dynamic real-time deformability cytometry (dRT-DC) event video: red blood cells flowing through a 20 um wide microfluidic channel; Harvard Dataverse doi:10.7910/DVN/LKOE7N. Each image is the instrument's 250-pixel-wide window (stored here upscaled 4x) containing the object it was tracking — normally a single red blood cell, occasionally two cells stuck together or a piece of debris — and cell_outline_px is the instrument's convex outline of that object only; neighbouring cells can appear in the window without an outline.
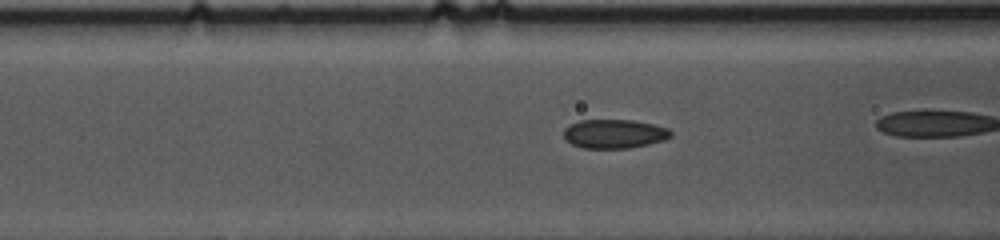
{"species": "common noctule bat (a hibernating species)", "species_latin": "Nyctalus noctula", "temperature_condition": "cold", "stored_images_in_passage": 31, "camera_frame_rate_fps": 3000, "um_per_image_px": 0.085, "animal": {"sex": "female", "body_mass_g": 10.0, "forearm_length_mm": 53.1}, "frame": {"image": 1, "passage_image": 10, "time_ms": 3.0, "image_size_px": [1000, 240], "cell_outline_px": [[672, 136], [664, 140], [648, 144], [628, 148], [584, 148], [572, 144], [564, 140], [564, 128], [568, 124], [580, 120], [632, 120], [652, 124], [668, 128], [672, 132]], "centroid_in_image_um": [52.18, 11.37], "position_along_channel_um": 114.4, "area_um2": 18.15}}